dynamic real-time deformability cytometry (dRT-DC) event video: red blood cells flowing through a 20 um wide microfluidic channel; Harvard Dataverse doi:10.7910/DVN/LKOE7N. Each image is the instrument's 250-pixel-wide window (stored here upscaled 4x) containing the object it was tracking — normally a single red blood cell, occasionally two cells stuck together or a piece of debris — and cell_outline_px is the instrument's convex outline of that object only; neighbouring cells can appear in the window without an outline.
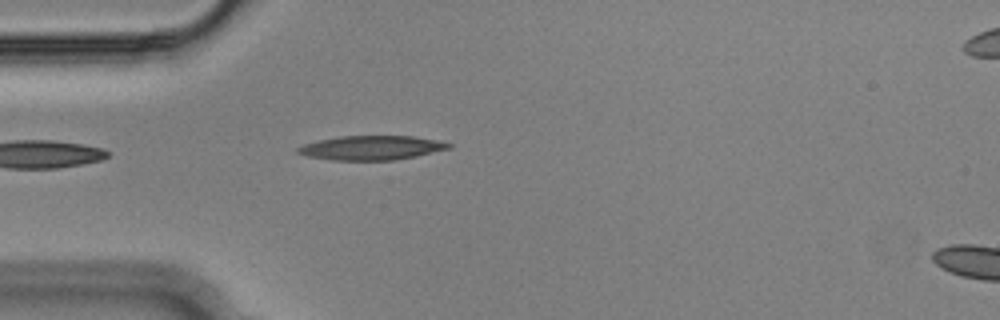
{"species": "Egyptian fruit bat (a non-hibernating species)", "species_latin": "Rousettus aegyptiacus", "temperature_condition": "cold", "stored_images_in_passage": 24, "camera_frame_rate_fps": 3000, "um_per_image_px": 0.085, "animal": {"sex": "male"}, "frame": {"image": 1, "passage_image": 1, "time_ms": 0.0, "image_size_px": [1000, 320], "cell_outline_px": [[452, 148], [416, 156], [392, 160], [332, 160], [308, 156], [296, 152], [296, 148], [304, 144], [320, 140], [340, 136], [412, 136], [436, 140], [452, 144]], "centroid_in_image_um": [31.58, 12.56], "position_along_channel_um": 53.4, "area_um2": 21.15}}
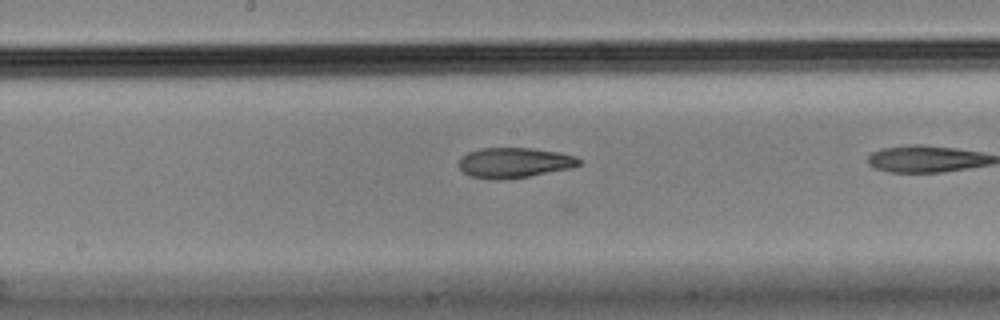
{"frame": {"image": 2, "passage_image": 11, "time_ms": 3.333, "image_size_px": [1000, 320], "cell_outline_px": [[580, 164], [572, 168], [528, 176], [504, 180], [492, 180], [468, 176], [456, 164], [460, 156], [468, 152], [480, 148], [532, 148], [556, 152], [576, 156], [580, 160]], "centroid_in_image_um": [43.64, 13.84], "position_along_channel_um": 204.6, "area_um2": 21.39}}